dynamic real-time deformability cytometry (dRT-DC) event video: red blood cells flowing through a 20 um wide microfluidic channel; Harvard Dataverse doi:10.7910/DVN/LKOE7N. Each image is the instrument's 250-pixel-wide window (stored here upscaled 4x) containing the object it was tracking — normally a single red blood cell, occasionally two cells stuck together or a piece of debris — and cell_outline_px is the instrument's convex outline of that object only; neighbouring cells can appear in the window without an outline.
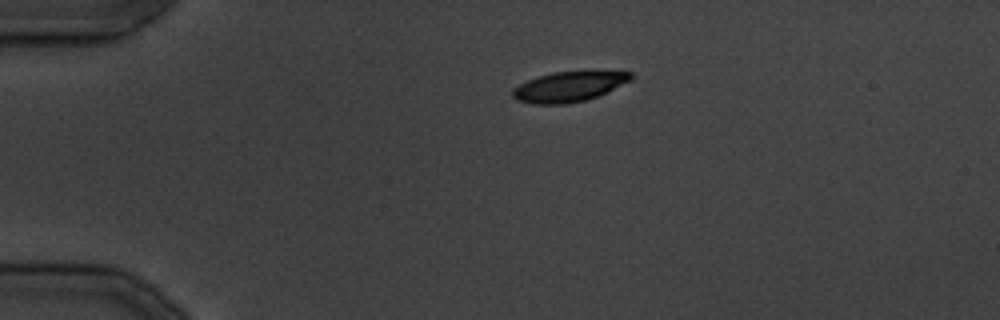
{"species": "common noctule bat (a hibernating species)", "species_latin": "Nyctalus noctula", "temperature_condition": "cold", "stored_images_in_passage": 9, "camera_frame_rate_fps": 3000, "um_per_image_px": 0.085, "animal": {"sex": "male", "body_mass_g": 19.5, "forearm_length_mm": 54.6}, "frame": {"image": 1, "passage_image": 1, "time_ms": 0.0, "image_size_px": [1000, 320], "cell_outline_px": [[632, 80], [596, 96], [584, 100], [564, 104], [532, 104], [516, 100], [512, 96], [512, 88], [536, 76], [552, 72], [588, 68], [632, 72]], "centroid_in_image_um": [48.38, 7.3], "position_along_channel_um": 36.6, "area_um2": 21.56}}
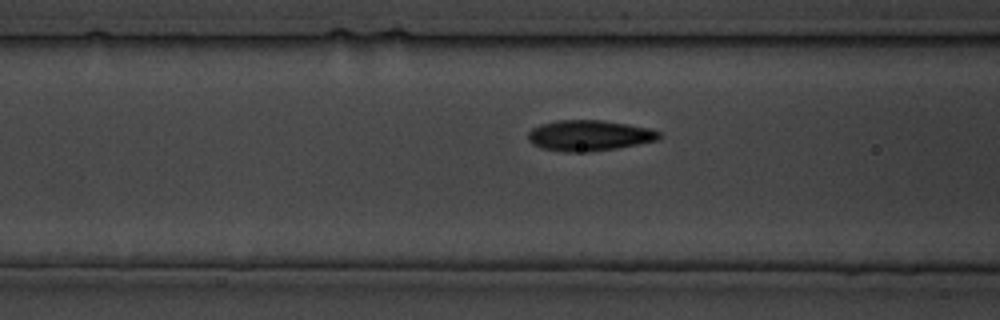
{"frame": {"image": 2, "passage_image": 8, "time_ms": 8.0, "image_size_px": [1000, 320], "cell_outline_px": [[664, 136], [656, 140], [616, 148], [588, 152], [564, 152], [540, 148], [532, 144], [528, 140], [528, 132], [532, 128], [540, 124], [556, 120], [600, 120], [628, 124], [652, 128], [660, 132]], "centroid_in_image_um": [50.06, 11.51], "position_along_channel_um": 116.5, "area_um2": 23.64}}